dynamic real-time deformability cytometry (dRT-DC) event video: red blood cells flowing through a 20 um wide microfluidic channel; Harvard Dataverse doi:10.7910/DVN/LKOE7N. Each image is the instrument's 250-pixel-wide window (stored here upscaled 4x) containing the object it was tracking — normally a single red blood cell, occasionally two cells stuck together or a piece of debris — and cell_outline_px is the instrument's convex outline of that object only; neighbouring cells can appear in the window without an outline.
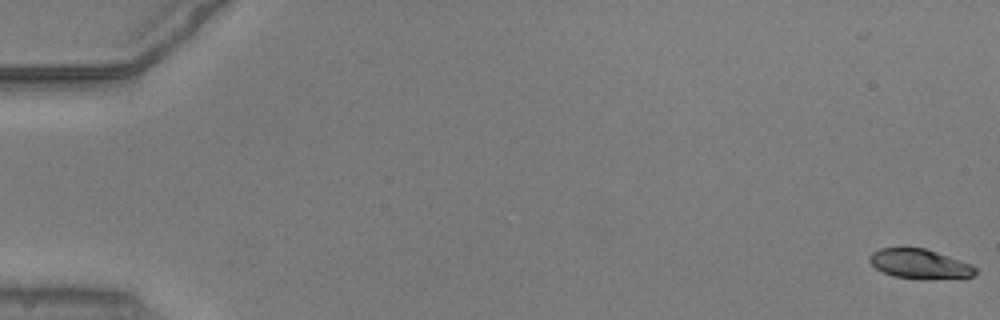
{"species": "common noctule bat (a hibernating species)", "species_latin": "Nyctalus noctula", "temperature_condition": "warm", "stored_images_in_passage": 5, "camera_frame_rate_fps": 3000, "um_per_image_px": 0.085, "animal": {"sex": "male", "body_mass_g": 20.5, "forearm_length_mm": 52.5}, "frame": {"image": 1, "passage_image": 1, "time_ms": 0.0, "image_size_px": [1000, 320], "cell_outline_px": [[976, 272], [972, 276], [924, 280], [920, 280], [892, 276], [876, 268], [868, 260], [868, 256], [872, 252], [880, 248], [924, 248], [972, 264], [976, 268]], "centroid_in_image_um": [78.15, 22.44], "position_along_channel_um": 6.9, "area_um2": 18.26}}